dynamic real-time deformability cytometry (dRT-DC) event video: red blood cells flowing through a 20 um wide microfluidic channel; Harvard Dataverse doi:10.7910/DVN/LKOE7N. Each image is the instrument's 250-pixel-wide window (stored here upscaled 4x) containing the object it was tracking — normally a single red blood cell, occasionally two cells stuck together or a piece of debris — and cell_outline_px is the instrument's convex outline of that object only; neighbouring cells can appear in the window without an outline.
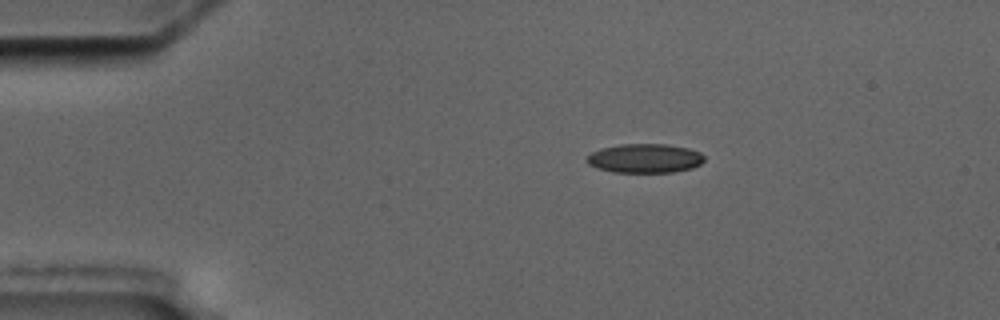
{"species": "common noctule bat (a hibernating species)", "species_latin": "Nyctalus noctula", "temperature_condition": "cold", "stored_images_in_passage": 4, "camera_frame_rate_fps": 3000, "um_per_image_px": 0.085, "animal": {"sex": "male", "body_mass_g": 17.5, "forearm_length_mm": 52.3}, "frame": {"image": 1, "passage_image": 1, "time_ms": 0.0, "image_size_px": [1000, 320], "cell_outline_px": [[704, 160], [700, 164], [692, 168], [672, 172], [612, 172], [596, 168], [588, 164], [584, 160], [592, 152], [600, 148], [620, 144], [668, 144], [688, 148], [700, 152], [704, 156]], "centroid_in_image_um": [54.79, 13.45], "position_along_channel_um": 30.2, "area_um2": 20.06}}
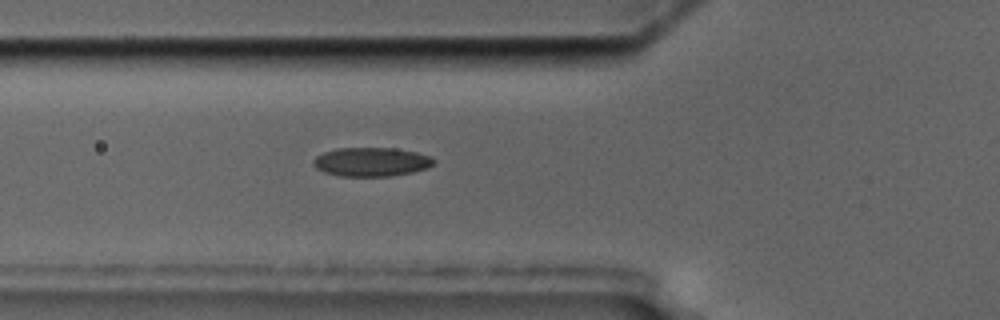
{"frame": {"image": 2, "passage_image": 4, "time_ms": 3.333, "image_size_px": [1000, 320], "cell_outline_px": [[436, 160], [428, 168], [412, 172], [388, 176], [340, 176], [324, 172], [316, 168], [312, 164], [312, 160], [316, 156], [324, 152], [336, 148], [392, 148], [416, 152], [432, 156]], "centroid_in_image_um": [31.55, 13.76], "position_along_channel_um": 94.2, "area_um2": 20.35}}